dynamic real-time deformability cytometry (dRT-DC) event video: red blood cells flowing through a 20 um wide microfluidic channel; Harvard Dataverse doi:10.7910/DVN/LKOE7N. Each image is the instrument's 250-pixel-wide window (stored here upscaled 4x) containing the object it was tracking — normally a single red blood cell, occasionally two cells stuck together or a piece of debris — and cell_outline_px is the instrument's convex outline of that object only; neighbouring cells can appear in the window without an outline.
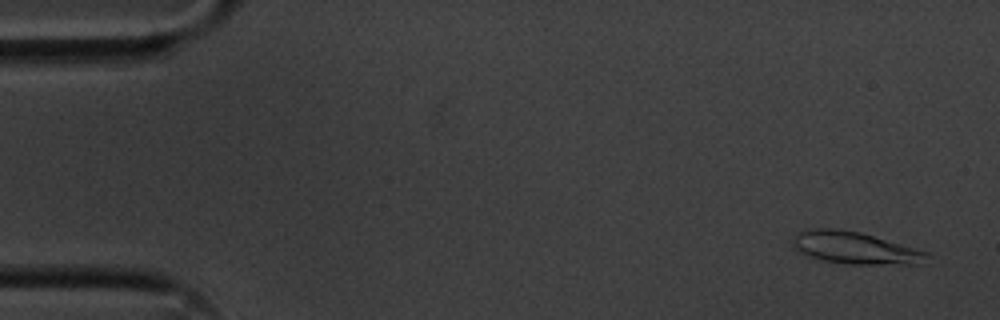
{"species": "common noctule bat (a hibernating species)", "species_latin": "Nyctalus noctula", "temperature_condition": "cold", "stored_images_in_passage": 56, "camera_frame_rate_fps": 3000, "um_per_image_px": 0.085, "animal": {"sex": "male", "body_mass_g": 20.1, "forearm_length_mm": 53.5}, "frame": {"image": 1, "passage_image": 3, "time_ms": 0.667, "image_size_px": [1000, 320], "cell_outline_px": [[928, 256], [920, 264], [852, 264], [824, 260], [808, 256], [792, 248], [792, 244], [796, 236], [800, 232], [812, 228], [836, 228], [860, 232], [928, 252]], "centroid_in_image_um": [72.65, 21.07], "position_along_channel_um": 12.4, "area_um2": 24.74}}
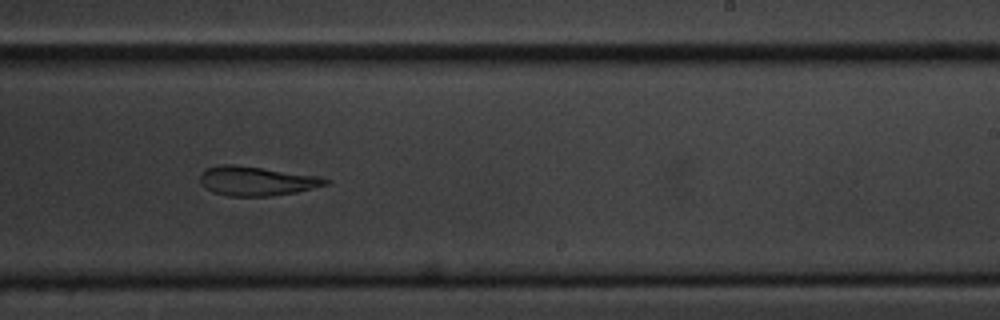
{"frame": {"image": 2, "passage_image": 34, "time_ms": 11.0, "image_size_px": [1000, 320], "cell_outline_px": [[332, 180], [328, 184], [296, 192], [268, 196], [228, 196], [212, 192], [200, 184], [200, 172], [204, 168], [220, 164], [232, 164], [320, 176]], "centroid_in_image_um": [21.76, 15.38], "position_along_channel_um": 267.2, "area_um2": 21.5}}
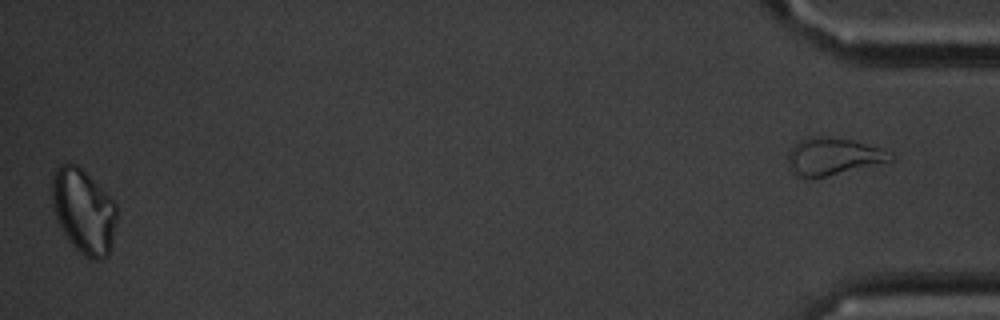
{"frame": {"image": 3, "passage_image": 55, "time_ms": 18.0, "image_size_px": [1000, 320], "cell_outline_px": [[116, 220], [112, 240], [108, 256], [100, 260], [96, 260], [84, 256], [68, 240], [56, 220], [52, 208], [52, 176], [56, 168], [60, 164], [76, 164], [116, 204]], "centroid_in_image_um": [7.07, 17.97], "position_along_channel_um": 428.1, "area_um2": 31.5}}